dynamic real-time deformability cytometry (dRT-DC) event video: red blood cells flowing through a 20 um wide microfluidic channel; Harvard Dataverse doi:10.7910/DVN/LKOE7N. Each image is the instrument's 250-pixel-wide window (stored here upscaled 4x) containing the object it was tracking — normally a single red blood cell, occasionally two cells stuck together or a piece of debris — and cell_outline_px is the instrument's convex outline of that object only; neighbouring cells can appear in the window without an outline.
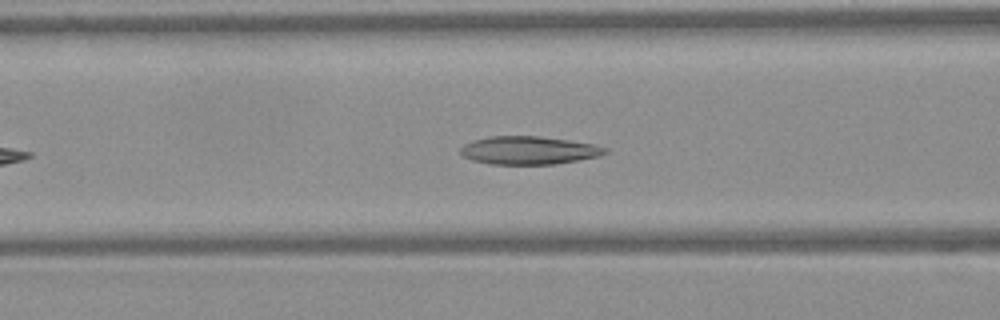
{"species": "Egyptian fruit bat (a non-hibernating species)", "species_latin": "Rousettus aegyptiacus", "temperature_condition": "warm", "stored_images_in_passage": 33, "camera_frame_rate_fps": 3000, "um_per_image_px": 0.085, "frame": {"image": 1, "passage_image": 10, "time_ms": 3.0, "image_size_px": [1000, 320], "cell_outline_px": [[608, 152], [600, 156], [556, 164], [492, 164], [472, 160], [464, 156], [460, 152], [460, 148], [464, 144], [472, 140], [492, 136], [540, 136], [596, 144], [608, 148]], "centroid_in_image_um": [44.98, 12.77], "position_along_channel_um": 121.6, "area_um2": 23.76}}
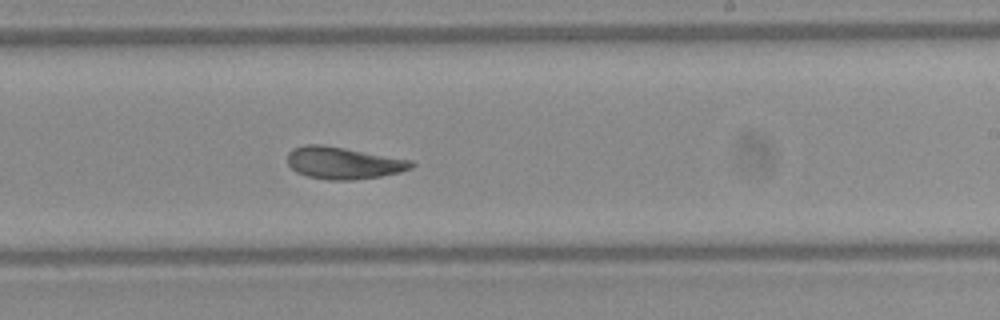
{"frame": {"image": 2, "passage_image": 20, "time_ms": 6.333, "image_size_px": [1000, 320], "cell_outline_px": [[416, 164], [412, 168], [400, 172], [380, 176], [352, 180], [328, 180], [308, 176], [296, 172], [288, 164], [288, 152], [292, 148], [304, 144], [324, 144], [412, 160]], "centroid_in_image_um": [29.18, 13.84], "position_along_channel_um": 259.8, "area_um2": 23.29}}
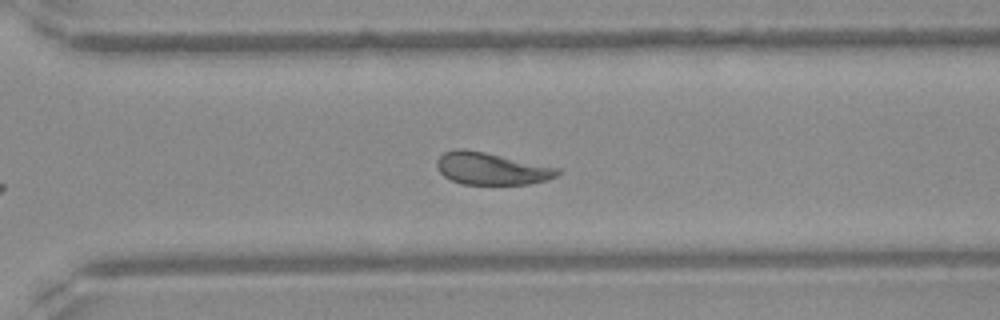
{"frame": {"image": 3, "passage_image": 25, "time_ms": 8.0, "image_size_px": [1000, 320], "cell_outline_px": [[560, 172], [556, 176], [544, 180], [528, 184], [460, 184], [444, 176], [436, 168], [436, 160], [444, 152], [456, 148], [464, 148], [484, 152], [560, 168]], "centroid_in_image_um": [41.71, 14.32], "position_along_channel_um": 328.9, "area_um2": 22.54}, "authors_computed_cell_mechanics": {"area_um2": 23.2356, "velocity_mm_per_s": 4.1577, "shape_relaxation_time_tau1_ms": 5.0445, "shape_relaxation_time_tau2_ms": 3.0648, "deformation_change_tau1": 0.1559, "deformation_change_tau2": 0.094}}